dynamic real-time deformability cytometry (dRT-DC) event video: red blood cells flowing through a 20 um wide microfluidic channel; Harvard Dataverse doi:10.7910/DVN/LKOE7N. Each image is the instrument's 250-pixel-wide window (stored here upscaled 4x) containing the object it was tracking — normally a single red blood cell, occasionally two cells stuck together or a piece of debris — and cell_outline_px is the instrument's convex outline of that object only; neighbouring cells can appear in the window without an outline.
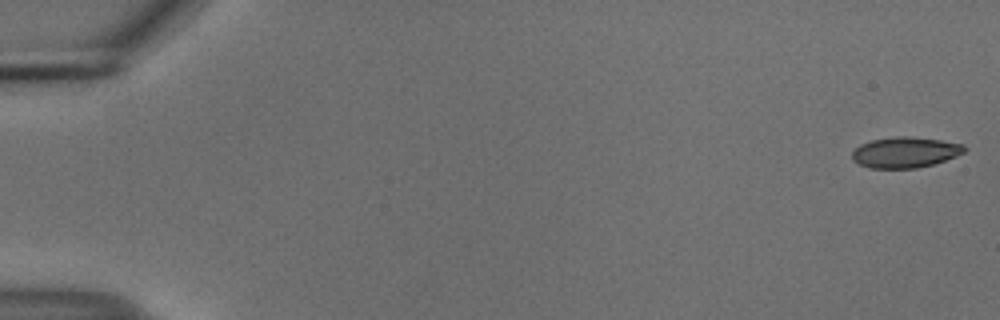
{"species": "common noctule bat (a hibernating species)", "species_latin": "Nyctalus noctula", "temperature_condition": "cold", "stored_images_in_passage": 55, "camera_frame_rate_fps": 3000, "um_per_image_px": 0.085, "animal": {"sex": "male", "body_mass_g": 18.8}, "frame": {"image": 1, "passage_image": 1, "time_ms": 0.0, "image_size_px": [1000, 320], "cell_outline_px": [[968, 148], [964, 152], [956, 156], [932, 164], [916, 168], [868, 168], [852, 160], [852, 152], [860, 144], [872, 140], [896, 136], [908, 136], [940, 140], [964, 144]], "centroid_in_image_um": [76.93, 12.94], "position_along_channel_um": 8.1, "area_um2": 20.06}}
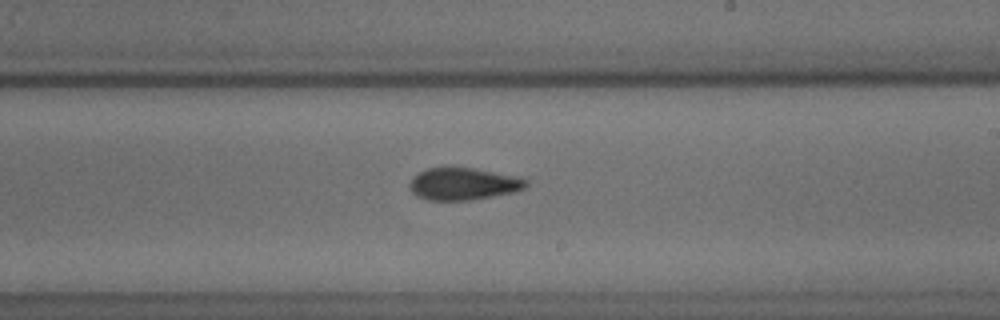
{"frame": {"image": 2, "passage_image": 33, "time_ms": 10.667, "image_size_px": [1000, 320], "cell_outline_px": [[528, 184], [524, 188], [516, 192], [472, 200], [428, 200], [416, 196], [408, 188], [408, 184], [412, 176], [428, 168], [476, 168], [520, 176], [528, 180]], "centroid_in_image_um": [39.4, 15.63], "position_along_channel_um": 249.6, "area_um2": 22.2}}
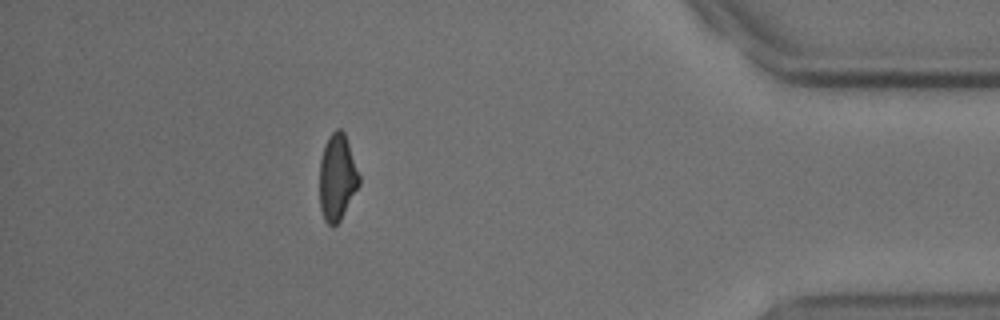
{"frame": {"image": 3, "passage_image": 49, "time_ms": 16.0, "image_size_px": [1000, 320], "cell_outline_px": [[360, 184], [340, 220], [332, 228], [324, 220], [320, 208], [320, 160], [324, 144], [328, 136], [336, 128], [340, 128], [344, 132], [360, 176]], "centroid_in_image_um": [28.65, 15.07], "position_along_channel_um": 406.5, "area_um2": 19.94}, "authors_computed_cell_mechanics": {"area_um2": 21.097, "velocity_mm_per_s": 3.7204, "shape_relaxation_time_tau1_ms": 5.6517, "shape_relaxation_time_tau2_ms": 3.9659, "deformation_change_tau1": 0.1394, "deformation_change_tau2": 0.0787}}